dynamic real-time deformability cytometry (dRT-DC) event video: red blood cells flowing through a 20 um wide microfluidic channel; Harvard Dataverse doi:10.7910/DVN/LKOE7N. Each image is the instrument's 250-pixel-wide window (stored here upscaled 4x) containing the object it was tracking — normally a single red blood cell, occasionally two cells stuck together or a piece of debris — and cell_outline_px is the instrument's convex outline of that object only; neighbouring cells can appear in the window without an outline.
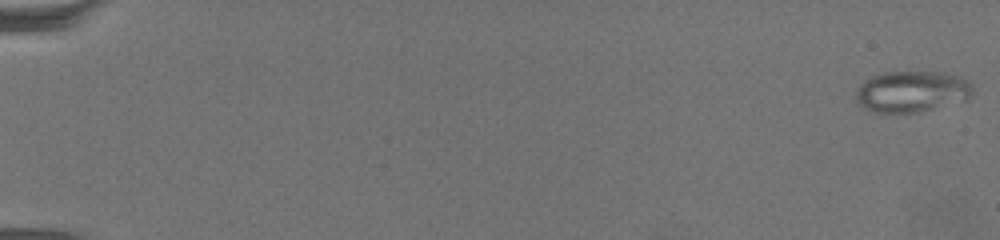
{"species": "common noctule bat (a hibernating species)", "species_latin": "Nyctalus noctula", "temperature_condition": "warm", "stored_images_in_passage": 67, "camera_frame_rate_fps": 3000, "um_per_image_px": 0.085, "animal": {"sex": "female", "body_mass_g": 19.5, "forearm_length_mm": 54.1}, "frame": {"image": 1, "passage_image": 1, "time_ms": 0.0, "image_size_px": [1000, 240], "cell_outline_px": [[972, 96], [968, 100], [920, 112], [872, 112], [856, 104], [856, 88], [864, 80], [872, 76], [884, 72], [944, 72], [960, 76], [968, 80], [972, 84]], "centroid_in_image_um": [77.51, 7.78], "position_along_channel_um": 7.5, "area_um2": 28.5}}
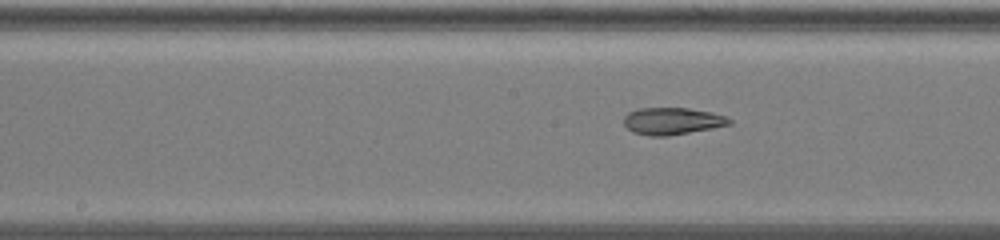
{"frame": {"image": 2, "passage_image": 37, "time_ms": 12.0, "image_size_px": [1000, 240], "cell_outline_px": [[732, 124], [712, 128], [668, 136], [648, 136], [632, 132], [624, 124], [624, 116], [628, 112], [640, 108], [688, 108], [712, 112], [728, 116], [732, 120]], "centroid_in_image_um": [57.16, 10.29], "position_along_channel_um": 191.0, "area_um2": 16.76}}
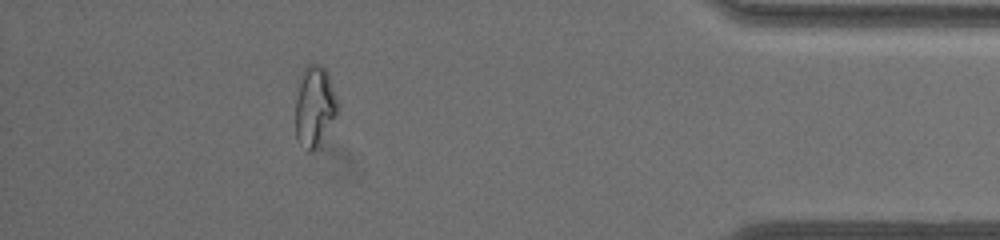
{"frame": {"image": 3, "passage_image": 61, "time_ms": 20.0, "image_size_px": [1000, 240], "cell_outline_px": [[336, 112], [316, 148], [312, 152], [308, 152], [296, 136], [296, 96], [304, 68], [308, 64], [320, 64], [328, 72], [336, 96]], "centroid_in_image_um": [26.71, 8.99], "position_along_channel_um": 408.5, "area_um2": 19.02}, "authors_computed_cell_mechanics": {"area_um2": 20.7502, "velocity_mm_per_s": 3.2194, "shape_relaxation_time_tau1_ms": null, "shape_relaxation_time_tau2_ms": 2.5559, "deformation_change_tau1": null, "deformation_change_tau2": 0.085}}